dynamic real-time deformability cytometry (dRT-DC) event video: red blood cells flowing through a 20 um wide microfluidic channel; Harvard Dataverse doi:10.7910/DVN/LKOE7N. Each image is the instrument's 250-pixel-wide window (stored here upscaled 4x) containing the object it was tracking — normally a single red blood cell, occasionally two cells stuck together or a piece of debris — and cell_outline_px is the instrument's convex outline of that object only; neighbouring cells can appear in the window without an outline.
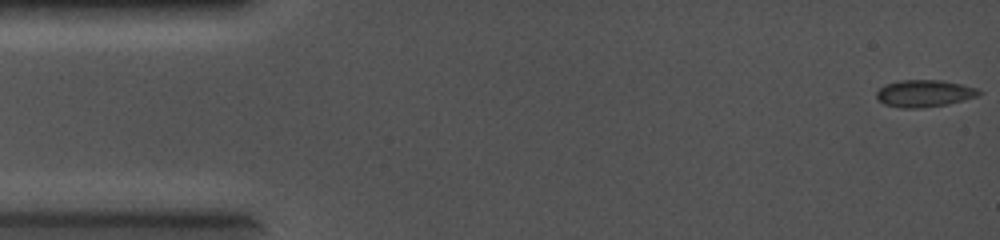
{"species": "common noctule bat (a hibernating species)", "species_latin": "Nyctalus noctula", "temperature_condition": "cold", "stored_images_in_passage": 10, "camera_frame_rate_fps": 5000, "um_per_image_px": 0.085, "animal": {"sex": "female", "body_mass_g": 19.0, "forearm_length_mm": 56.7}, "frame": {"image": 1, "passage_image": 1, "time_ms": 0.0, "image_size_px": [1000, 240], "cell_outline_px": [[984, 92], [976, 96], [964, 100], [948, 104], [920, 108], [900, 108], [884, 104], [876, 96], [876, 92], [884, 84], [900, 80], [940, 80], [960, 84], [976, 88]], "centroid_in_image_um": [78.55, 7.94], "position_along_channel_um": 6.5, "area_um2": 16.13}}